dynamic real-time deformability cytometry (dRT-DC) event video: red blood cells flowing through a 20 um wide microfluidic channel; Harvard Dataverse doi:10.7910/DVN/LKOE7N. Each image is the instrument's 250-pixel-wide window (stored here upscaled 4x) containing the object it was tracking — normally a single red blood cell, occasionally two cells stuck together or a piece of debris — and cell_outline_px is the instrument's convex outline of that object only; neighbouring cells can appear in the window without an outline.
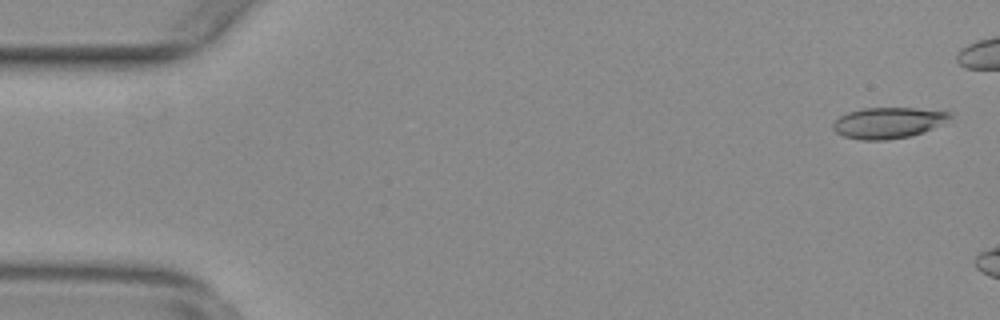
{"species": "common noctule bat (a hibernating species)", "species_latin": "Nyctalus noctula", "temperature_condition": "warm", "stored_images_in_passage": 7, "camera_frame_rate_fps": 3000, "um_per_image_px": 0.085, "animal": {"sex": "female", "body_mass_g": 29.2, "forearm_length_mm": 56.3}, "frame": {"image": 1, "passage_image": 2, "time_ms": 0.333, "image_size_px": [1000, 320], "cell_outline_px": [[952, 116], [944, 124], [924, 132], [912, 136], [884, 140], [864, 140], [844, 136], [836, 132], [832, 128], [832, 124], [840, 116], [848, 112], [864, 108], [916, 108], [952, 112]], "centroid_in_image_um": [75.53, 10.44], "position_along_channel_um": 9.5, "area_um2": 21.21}}